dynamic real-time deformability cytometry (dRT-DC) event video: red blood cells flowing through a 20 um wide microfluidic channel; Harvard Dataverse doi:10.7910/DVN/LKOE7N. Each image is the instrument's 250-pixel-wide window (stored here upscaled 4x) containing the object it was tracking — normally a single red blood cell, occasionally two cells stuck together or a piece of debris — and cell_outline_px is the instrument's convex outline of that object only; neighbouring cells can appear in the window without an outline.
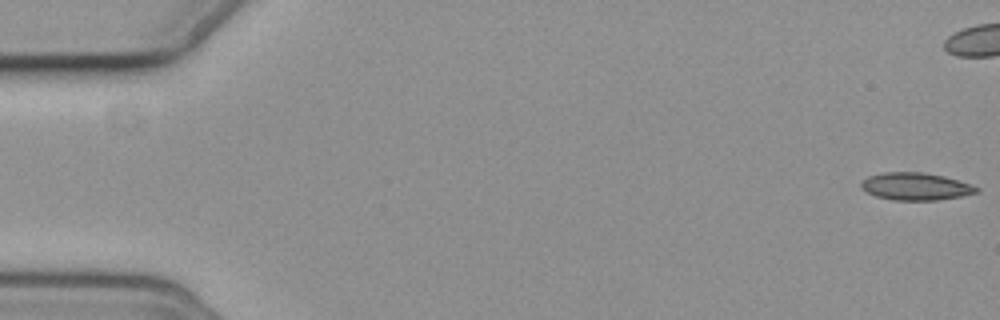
{"species": "common noctule bat (a hibernating species)", "species_latin": "Nyctalus noctula", "temperature_condition": "cold", "stored_images_in_passage": 4, "camera_frame_rate_fps": 3000, "um_per_image_px": 0.085, "animal": {"sex": "female", "body_mass_g": 19.3, "forearm_length_mm": 54.1}, "frame": {"image": 1, "passage_image": 1, "time_ms": 0.0, "image_size_px": [1000, 320], "cell_outline_px": [[980, 188], [976, 192], [960, 196], [936, 200], [892, 200], [876, 196], [860, 188], [860, 184], [868, 176], [884, 172], [924, 172], [944, 176]], "centroid_in_image_um": [77.78, 15.84], "position_along_channel_um": 7.2, "area_um2": 18.21}}